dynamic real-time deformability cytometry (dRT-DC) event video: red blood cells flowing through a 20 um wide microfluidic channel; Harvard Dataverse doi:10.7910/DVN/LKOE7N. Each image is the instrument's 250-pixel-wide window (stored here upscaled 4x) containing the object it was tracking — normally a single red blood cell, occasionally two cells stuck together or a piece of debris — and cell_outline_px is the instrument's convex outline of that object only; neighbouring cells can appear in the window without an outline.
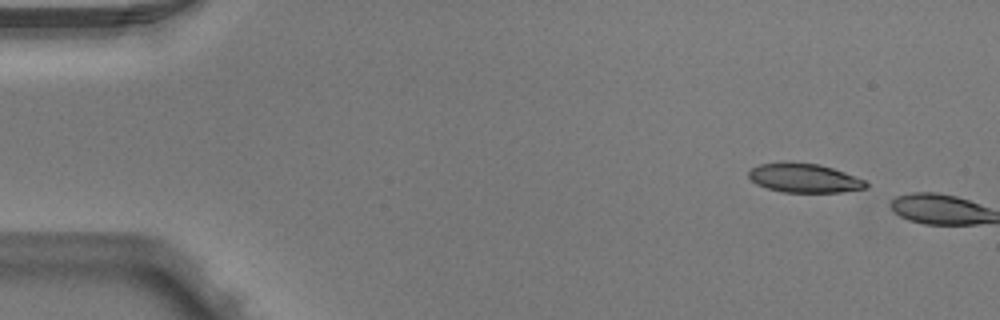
{"species": "Egyptian fruit bat (a non-hibernating species)", "species_latin": "Rousettus aegyptiacus", "temperature_condition": "warm", "stored_images_in_passage": 2, "camera_frame_rate_fps": 3000, "um_per_image_px": 0.085, "animal": {"sex": "male"}, "frame": {"image": 1, "passage_image": 1, "time_ms": 0.0, "image_size_px": [1000, 320], "cell_outline_px": [[868, 188], [840, 192], [784, 192], [768, 188], [756, 184], [748, 176], [748, 172], [752, 168], [760, 164], [784, 160], [788, 160], [820, 164], [844, 172], [864, 180], [868, 184]], "centroid_in_image_um": [68.33, 15.1], "position_along_channel_um": 16.7, "area_um2": 20.11}}